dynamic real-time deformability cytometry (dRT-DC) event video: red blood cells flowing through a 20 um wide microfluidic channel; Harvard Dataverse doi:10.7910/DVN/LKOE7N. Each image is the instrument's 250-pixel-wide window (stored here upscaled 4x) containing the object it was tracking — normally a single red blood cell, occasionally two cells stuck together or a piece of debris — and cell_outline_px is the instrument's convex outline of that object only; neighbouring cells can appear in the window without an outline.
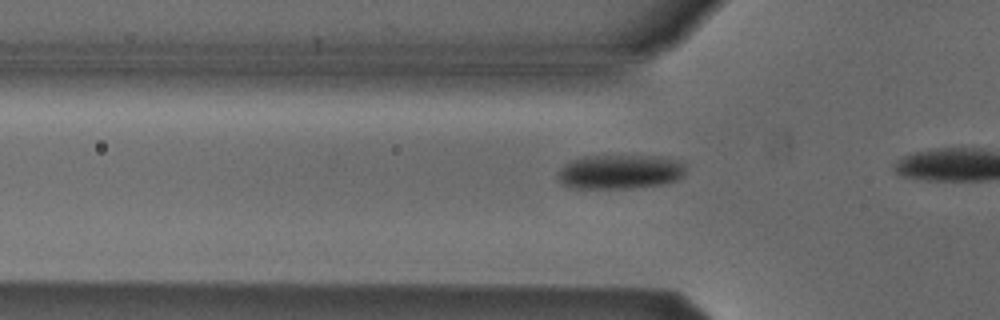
{"species": "Egyptian fruit bat (a non-hibernating species)", "species_latin": "Rousettus aegyptiacus", "temperature_condition": "cold", "stored_images_in_passage": 8, "camera_frame_rate_fps": 3000, "um_per_image_px": 0.085, "animal": {"sex": "male"}, "frame": {"image": 1, "passage_image": 5, "time_ms": 1.333, "image_size_px": [1000, 320], "cell_outline_px": [[684, 172], [676, 180], [660, 184], [632, 188], [568, 188], [560, 184], [556, 176], [556, 172], [564, 164], [572, 160], [584, 156], [660, 156], [676, 160], [684, 164]], "centroid_in_image_um": [52.59, 14.61], "position_along_channel_um": 73.2, "area_um2": 25.66}}